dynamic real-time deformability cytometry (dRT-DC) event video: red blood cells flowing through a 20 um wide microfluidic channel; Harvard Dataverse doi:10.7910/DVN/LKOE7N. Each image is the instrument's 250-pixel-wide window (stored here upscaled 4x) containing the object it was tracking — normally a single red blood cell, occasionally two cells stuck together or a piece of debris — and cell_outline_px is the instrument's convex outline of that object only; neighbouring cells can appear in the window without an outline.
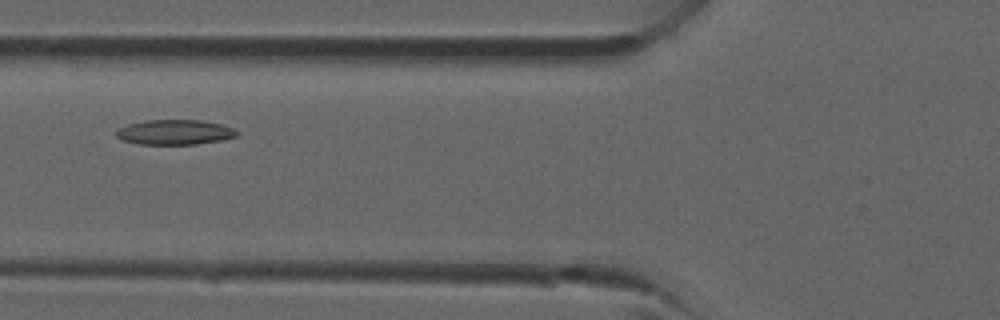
{"species": "common noctule bat (a hibernating species)", "species_latin": "Nyctalus noctula", "temperature_condition": "room temperature", "stored_images_in_passage": 36, "camera_frame_rate_fps": 3000, "um_per_image_px": 0.085, "animal": {"sex": "male", "forearm_length_mm": 52.5}, "frame": {"image": 1, "passage_image": 11, "time_ms": 3.333, "image_size_px": [1000, 320], "cell_outline_px": [[236, 136], [220, 140], [196, 144], [140, 144], [120, 140], [116, 136], [116, 132], [120, 128], [128, 124], [144, 120], [200, 120], [224, 124], [232, 128], [236, 132]], "centroid_in_image_um": [14.82, 11.23], "position_along_channel_um": 111.0, "area_um2": 17.46}}
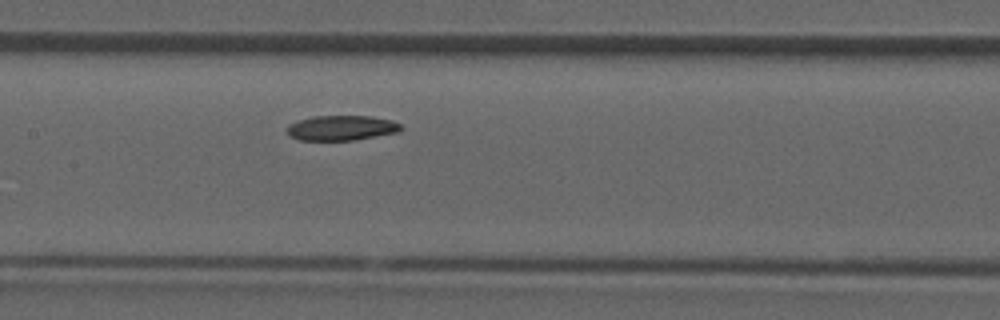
{"frame": {"image": 2, "passage_image": 15, "time_ms": 4.667, "image_size_px": [1000, 320], "cell_outline_px": [[404, 128], [400, 132], [352, 140], [296, 140], [288, 136], [288, 124], [312, 116], [372, 116], [392, 120], [400, 124]], "centroid_in_image_um": [29.04, 10.87], "position_along_channel_um": 178.4, "area_um2": 16.7}}
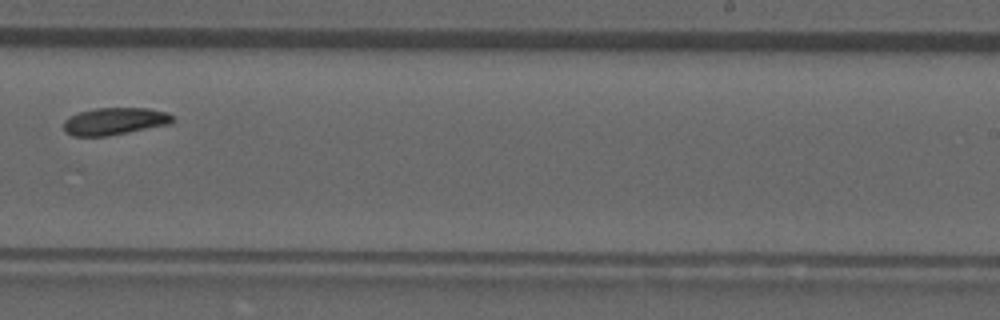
{"frame": {"image": 3, "passage_image": 21, "time_ms": 6.667, "image_size_px": [1000, 320], "cell_outline_px": [[172, 120], [168, 124], [108, 136], [72, 136], [64, 132], [64, 120], [80, 112], [96, 108], [148, 108], [168, 112], [172, 116]], "centroid_in_image_um": [9.71, 10.31], "position_along_channel_um": 279.3, "area_um2": 17.11}}